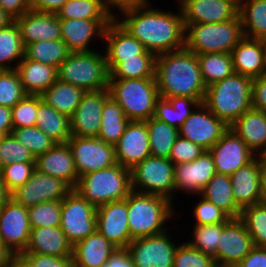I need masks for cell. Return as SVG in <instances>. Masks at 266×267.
Here are the masks:
<instances>
[{
  "mask_svg": "<svg viewBox=\"0 0 266 267\" xmlns=\"http://www.w3.org/2000/svg\"><path fill=\"white\" fill-rule=\"evenodd\" d=\"M236 73L251 79L265 71L266 40L243 37L231 52Z\"/></svg>",
  "mask_w": 266,
  "mask_h": 267,
  "instance_id": "obj_28",
  "label": "cell"
},
{
  "mask_svg": "<svg viewBox=\"0 0 266 267\" xmlns=\"http://www.w3.org/2000/svg\"><path fill=\"white\" fill-rule=\"evenodd\" d=\"M230 181L233 198L241 209L263 202L260 190V156L231 174Z\"/></svg>",
  "mask_w": 266,
  "mask_h": 267,
  "instance_id": "obj_27",
  "label": "cell"
},
{
  "mask_svg": "<svg viewBox=\"0 0 266 267\" xmlns=\"http://www.w3.org/2000/svg\"><path fill=\"white\" fill-rule=\"evenodd\" d=\"M31 228L56 227L61 224V201L42 202L28 209Z\"/></svg>",
  "mask_w": 266,
  "mask_h": 267,
  "instance_id": "obj_48",
  "label": "cell"
},
{
  "mask_svg": "<svg viewBox=\"0 0 266 267\" xmlns=\"http://www.w3.org/2000/svg\"><path fill=\"white\" fill-rule=\"evenodd\" d=\"M260 190L263 202H266V155L260 156Z\"/></svg>",
  "mask_w": 266,
  "mask_h": 267,
  "instance_id": "obj_64",
  "label": "cell"
},
{
  "mask_svg": "<svg viewBox=\"0 0 266 267\" xmlns=\"http://www.w3.org/2000/svg\"><path fill=\"white\" fill-rule=\"evenodd\" d=\"M185 47L195 53H230L244 37L239 14L222 23L184 24Z\"/></svg>",
  "mask_w": 266,
  "mask_h": 267,
  "instance_id": "obj_7",
  "label": "cell"
},
{
  "mask_svg": "<svg viewBox=\"0 0 266 267\" xmlns=\"http://www.w3.org/2000/svg\"><path fill=\"white\" fill-rule=\"evenodd\" d=\"M68 0H29L31 10L57 13Z\"/></svg>",
  "mask_w": 266,
  "mask_h": 267,
  "instance_id": "obj_61",
  "label": "cell"
},
{
  "mask_svg": "<svg viewBox=\"0 0 266 267\" xmlns=\"http://www.w3.org/2000/svg\"><path fill=\"white\" fill-rule=\"evenodd\" d=\"M200 196L215 204L230 218H240L242 209L233 198L229 175L216 173L203 188Z\"/></svg>",
  "mask_w": 266,
  "mask_h": 267,
  "instance_id": "obj_34",
  "label": "cell"
},
{
  "mask_svg": "<svg viewBox=\"0 0 266 267\" xmlns=\"http://www.w3.org/2000/svg\"><path fill=\"white\" fill-rule=\"evenodd\" d=\"M155 78L162 98L191 97L201 103L206 86L203 82L197 55L186 47L157 55Z\"/></svg>",
  "mask_w": 266,
  "mask_h": 267,
  "instance_id": "obj_2",
  "label": "cell"
},
{
  "mask_svg": "<svg viewBox=\"0 0 266 267\" xmlns=\"http://www.w3.org/2000/svg\"><path fill=\"white\" fill-rule=\"evenodd\" d=\"M155 58L146 50L136 57L124 58L109 72V78H155Z\"/></svg>",
  "mask_w": 266,
  "mask_h": 267,
  "instance_id": "obj_42",
  "label": "cell"
},
{
  "mask_svg": "<svg viewBox=\"0 0 266 267\" xmlns=\"http://www.w3.org/2000/svg\"><path fill=\"white\" fill-rule=\"evenodd\" d=\"M105 0H68L56 13L59 19L114 20Z\"/></svg>",
  "mask_w": 266,
  "mask_h": 267,
  "instance_id": "obj_37",
  "label": "cell"
},
{
  "mask_svg": "<svg viewBox=\"0 0 266 267\" xmlns=\"http://www.w3.org/2000/svg\"><path fill=\"white\" fill-rule=\"evenodd\" d=\"M0 7L14 20L31 9L29 0H0Z\"/></svg>",
  "mask_w": 266,
  "mask_h": 267,
  "instance_id": "obj_59",
  "label": "cell"
},
{
  "mask_svg": "<svg viewBox=\"0 0 266 267\" xmlns=\"http://www.w3.org/2000/svg\"><path fill=\"white\" fill-rule=\"evenodd\" d=\"M11 199V193L5 187L2 175L0 172V210L6 205V203Z\"/></svg>",
  "mask_w": 266,
  "mask_h": 267,
  "instance_id": "obj_66",
  "label": "cell"
},
{
  "mask_svg": "<svg viewBox=\"0 0 266 267\" xmlns=\"http://www.w3.org/2000/svg\"><path fill=\"white\" fill-rule=\"evenodd\" d=\"M209 152L213 156L217 173L229 176L257 156L231 128Z\"/></svg>",
  "mask_w": 266,
  "mask_h": 267,
  "instance_id": "obj_18",
  "label": "cell"
},
{
  "mask_svg": "<svg viewBox=\"0 0 266 267\" xmlns=\"http://www.w3.org/2000/svg\"><path fill=\"white\" fill-rule=\"evenodd\" d=\"M101 267H135L126 248H117L106 263Z\"/></svg>",
  "mask_w": 266,
  "mask_h": 267,
  "instance_id": "obj_60",
  "label": "cell"
},
{
  "mask_svg": "<svg viewBox=\"0 0 266 267\" xmlns=\"http://www.w3.org/2000/svg\"><path fill=\"white\" fill-rule=\"evenodd\" d=\"M238 14L244 37L266 40V0H241Z\"/></svg>",
  "mask_w": 266,
  "mask_h": 267,
  "instance_id": "obj_38",
  "label": "cell"
},
{
  "mask_svg": "<svg viewBox=\"0 0 266 267\" xmlns=\"http://www.w3.org/2000/svg\"><path fill=\"white\" fill-rule=\"evenodd\" d=\"M109 97L108 89L85 92L70 117L71 136L97 138L103 105Z\"/></svg>",
  "mask_w": 266,
  "mask_h": 267,
  "instance_id": "obj_19",
  "label": "cell"
},
{
  "mask_svg": "<svg viewBox=\"0 0 266 267\" xmlns=\"http://www.w3.org/2000/svg\"><path fill=\"white\" fill-rule=\"evenodd\" d=\"M113 20L60 19L61 39L71 53L89 52L93 39H104L106 27ZM93 37V38H92Z\"/></svg>",
  "mask_w": 266,
  "mask_h": 267,
  "instance_id": "obj_23",
  "label": "cell"
},
{
  "mask_svg": "<svg viewBox=\"0 0 266 267\" xmlns=\"http://www.w3.org/2000/svg\"><path fill=\"white\" fill-rule=\"evenodd\" d=\"M192 239L187 242L195 249L210 255L216 263V253L220 236L222 234V223L209 225H194Z\"/></svg>",
  "mask_w": 266,
  "mask_h": 267,
  "instance_id": "obj_46",
  "label": "cell"
},
{
  "mask_svg": "<svg viewBox=\"0 0 266 267\" xmlns=\"http://www.w3.org/2000/svg\"><path fill=\"white\" fill-rule=\"evenodd\" d=\"M263 75L266 77V59H265V71Z\"/></svg>",
  "mask_w": 266,
  "mask_h": 267,
  "instance_id": "obj_69",
  "label": "cell"
},
{
  "mask_svg": "<svg viewBox=\"0 0 266 267\" xmlns=\"http://www.w3.org/2000/svg\"><path fill=\"white\" fill-rule=\"evenodd\" d=\"M36 126L55 143H67L71 138L70 118L45 103L40 95Z\"/></svg>",
  "mask_w": 266,
  "mask_h": 267,
  "instance_id": "obj_36",
  "label": "cell"
},
{
  "mask_svg": "<svg viewBox=\"0 0 266 267\" xmlns=\"http://www.w3.org/2000/svg\"><path fill=\"white\" fill-rule=\"evenodd\" d=\"M174 256L173 267H216L212 256L207 255L188 242L179 243Z\"/></svg>",
  "mask_w": 266,
  "mask_h": 267,
  "instance_id": "obj_53",
  "label": "cell"
},
{
  "mask_svg": "<svg viewBox=\"0 0 266 267\" xmlns=\"http://www.w3.org/2000/svg\"><path fill=\"white\" fill-rule=\"evenodd\" d=\"M57 79L88 91L108 89L109 71L105 53L99 50L75 52L58 66Z\"/></svg>",
  "mask_w": 266,
  "mask_h": 267,
  "instance_id": "obj_8",
  "label": "cell"
},
{
  "mask_svg": "<svg viewBox=\"0 0 266 267\" xmlns=\"http://www.w3.org/2000/svg\"><path fill=\"white\" fill-rule=\"evenodd\" d=\"M200 104V101L191 97H160L153 117L179 129Z\"/></svg>",
  "mask_w": 266,
  "mask_h": 267,
  "instance_id": "obj_33",
  "label": "cell"
},
{
  "mask_svg": "<svg viewBox=\"0 0 266 267\" xmlns=\"http://www.w3.org/2000/svg\"><path fill=\"white\" fill-rule=\"evenodd\" d=\"M23 253L56 257L72 256L73 245L60 226L31 228L30 238Z\"/></svg>",
  "mask_w": 266,
  "mask_h": 267,
  "instance_id": "obj_29",
  "label": "cell"
},
{
  "mask_svg": "<svg viewBox=\"0 0 266 267\" xmlns=\"http://www.w3.org/2000/svg\"><path fill=\"white\" fill-rule=\"evenodd\" d=\"M235 267H266V247H254Z\"/></svg>",
  "mask_w": 266,
  "mask_h": 267,
  "instance_id": "obj_58",
  "label": "cell"
},
{
  "mask_svg": "<svg viewBox=\"0 0 266 267\" xmlns=\"http://www.w3.org/2000/svg\"><path fill=\"white\" fill-rule=\"evenodd\" d=\"M184 24L222 23L234 19L239 5L233 0H178Z\"/></svg>",
  "mask_w": 266,
  "mask_h": 267,
  "instance_id": "obj_21",
  "label": "cell"
},
{
  "mask_svg": "<svg viewBox=\"0 0 266 267\" xmlns=\"http://www.w3.org/2000/svg\"><path fill=\"white\" fill-rule=\"evenodd\" d=\"M108 91L130 121L145 122L152 118L160 98L156 78H109Z\"/></svg>",
  "mask_w": 266,
  "mask_h": 267,
  "instance_id": "obj_5",
  "label": "cell"
},
{
  "mask_svg": "<svg viewBox=\"0 0 266 267\" xmlns=\"http://www.w3.org/2000/svg\"><path fill=\"white\" fill-rule=\"evenodd\" d=\"M34 170L35 163L12 162L2 167L0 172L5 187L12 193L30 179Z\"/></svg>",
  "mask_w": 266,
  "mask_h": 267,
  "instance_id": "obj_54",
  "label": "cell"
},
{
  "mask_svg": "<svg viewBox=\"0 0 266 267\" xmlns=\"http://www.w3.org/2000/svg\"><path fill=\"white\" fill-rule=\"evenodd\" d=\"M13 267H75L73 256L56 257L37 253H15Z\"/></svg>",
  "mask_w": 266,
  "mask_h": 267,
  "instance_id": "obj_50",
  "label": "cell"
},
{
  "mask_svg": "<svg viewBox=\"0 0 266 267\" xmlns=\"http://www.w3.org/2000/svg\"><path fill=\"white\" fill-rule=\"evenodd\" d=\"M169 229L164 233L132 240L127 250L135 267H173L178 243Z\"/></svg>",
  "mask_w": 266,
  "mask_h": 267,
  "instance_id": "obj_11",
  "label": "cell"
},
{
  "mask_svg": "<svg viewBox=\"0 0 266 267\" xmlns=\"http://www.w3.org/2000/svg\"><path fill=\"white\" fill-rule=\"evenodd\" d=\"M78 177L117 163L115 145L98 138L71 136L68 140Z\"/></svg>",
  "mask_w": 266,
  "mask_h": 267,
  "instance_id": "obj_12",
  "label": "cell"
},
{
  "mask_svg": "<svg viewBox=\"0 0 266 267\" xmlns=\"http://www.w3.org/2000/svg\"><path fill=\"white\" fill-rule=\"evenodd\" d=\"M35 169L64 181L71 189H75L78 174L68 143H56L51 149L35 158Z\"/></svg>",
  "mask_w": 266,
  "mask_h": 267,
  "instance_id": "obj_25",
  "label": "cell"
},
{
  "mask_svg": "<svg viewBox=\"0 0 266 267\" xmlns=\"http://www.w3.org/2000/svg\"><path fill=\"white\" fill-rule=\"evenodd\" d=\"M14 19L0 7V29L7 27Z\"/></svg>",
  "mask_w": 266,
  "mask_h": 267,
  "instance_id": "obj_67",
  "label": "cell"
},
{
  "mask_svg": "<svg viewBox=\"0 0 266 267\" xmlns=\"http://www.w3.org/2000/svg\"><path fill=\"white\" fill-rule=\"evenodd\" d=\"M71 190L61 179L35 169L30 179L11 193V198L29 209L42 202L62 201Z\"/></svg>",
  "mask_w": 266,
  "mask_h": 267,
  "instance_id": "obj_13",
  "label": "cell"
},
{
  "mask_svg": "<svg viewBox=\"0 0 266 267\" xmlns=\"http://www.w3.org/2000/svg\"><path fill=\"white\" fill-rule=\"evenodd\" d=\"M60 228L74 246L96 231V207L72 189L61 201Z\"/></svg>",
  "mask_w": 266,
  "mask_h": 267,
  "instance_id": "obj_10",
  "label": "cell"
},
{
  "mask_svg": "<svg viewBox=\"0 0 266 267\" xmlns=\"http://www.w3.org/2000/svg\"><path fill=\"white\" fill-rule=\"evenodd\" d=\"M11 253L4 245H0V267H10L12 265Z\"/></svg>",
  "mask_w": 266,
  "mask_h": 267,
  "instance_id": "obj_65",
  "label": "cell"
},
{
  "mask_svg": "<svg viewBox=\"0 0 266 267\" xmlns=\"http://www.w3.org/2000/svg\"><path fill=\"white\" fill-rule=\"evenodd\" d=\"M228 129L229 126L224 121L201 103L178 130L180 137L209 150Z\"/></svg>",
  "mask_w": 266,
  "mask_h": 267,
  "instance_id": "obj_14",
  "label": "cell"
},
{
  "mask_svg": "<svg viewBox=\"0 0 266 267\" xmlns=\"http://www.w3.org/2000/svg\"><path fill=\"white\" fill-rule=\"evenodd\" d=\"M12 134L35 158L56 144L37 126L13 129Z\"/></svg>",
  "mask_w": 266,
  "mask_h": 267,
  "instance_id": "obj_47",
  "label": "cell"
},
{
  "mask_svg": "<svg viewBox=\"0 0 266 267\" xmlns=\"http://www.w3.org/2000/svg\"><path fill=\"white\" fill-rule=\"evenodd\" d=\"M129 122L130 120L123 113V109L116 101L109 97L103 105L100 130L97 138L105 143L115 145Z\"/></svg>",
  "mask_w": 266,
  "mask_h": 267,
  "instance_id": "obj_39",
  "label": "cell"
},
{
  "mask_svg": "<svg viewBox=\"0 0 266 267\" xmlns=\"http://www.w3.org/2000/svg\"><path fill=\"white\" fill-rule=\"evenodd\" d=\"M257 155H266V113L251 108L229 126Z\"/></svg>",
  "mask_w": 266,
  "mask_h": 267,
  "instance_id": "obj_30",
  "label": "cell"
},
{
  "mask_svg": "<svg viewBox=\"0 0 266 267\" xmlns=\"http://www.w3.org/2000/svg\"><path fill=\"white\" fill-rule=\"evenodd\" d=\"M149 132L150 154L153 157L168 158L179 130L154 117L145 121Z\"/></svg>",
  "mask_w": 266,
  "mask_h": 267,
  "instance_id": "obj_44",
  "label": "cell"
},
{
  "mask_svg": "<svg viewBox=\"0 0 266 267\" xmlns=\"http://www.w3.org/2000/svg\"><path fill=\"white\" fill-rule=\"evenodd\" d=\"M172 206L168 198L132 190L128 195L127 213L131 240L167 231L166 223L177 216Z\"/></svg>",
  "mask_w": 266,
  "mask_h": 267,
  "instance_id": "obj_4",
  "label": "cell"
},
{
  "mask_svg": "<svg viewBox=\"0 0 266 267\" xmlns=\"http://www.w3.org/2000/svg\"><path fill=\"white\" fill-rule=\"evenodd\" d=\"M12 162L35 163V157L11 133L0 143V169Z\"/></svg>",
  "mask_w": 266,
  "mask_h": 267,
  "instance_id": "obj_52",
  "label": "cell"
},
{
  "mask_svg": "<svg viewBox=\"0 0 266 267\" xmlns=\"http://www.w3.org/2000/svg\"><path fill=\"white\" fill-rule=\"evenodd\" d=\"M115 247L97 230L73 246L75 267H101L116 251Z\"/></svg>",
  "mask_w": 266,
  "mask_h": 267,
  "instance_id": "obj_31",
  "label": "cell"
},
{
  "mask_svg": "<svg viewBox=\"0 0 266 267\" xmlns=\"http://www.w3.org/2000/svg\"><path fill=\"white\" fill-rule=\"evenodd\" d=\"M30 232L28 209L11 198L0 210V235L4 246L13 254L23 253Z\"/></svg>",
  "mask_w": 266,
  "mask_h": 267,
  "instance_id": "obj_16",
  "label": "cell"
},
{
  "mask_svg": "<svg viewBox=\"0 0 266 267\" xmlns=\"http://www.w3.org/2000/svg\"><path fill=\"white\" fill-rule=\"evenodd\" d=\"M107 5L114 11L130 5H139L150 3V0H105Z\"/></svg>",
  "mask_w": 266,
  "mask_h": 267,
  "instance_id": "obj_63",
  "label": "cell"
},
{
  "mask_svg": "<svg viewBox=\"0 0 266 267\" xmlns=\"http://www.w3.org/2000/svg\"><path fill=\"white\" fill-rule=\"evenodd\" d=\"M16 70L26 94L41 95L57 80V68L24 57Z\"/></svg>",
  "mask_w": 266,
  "mask_h": 267,
  "instance_id": "obj_32",
  "label": "cell"
},
{
  "mask_svg": "<svg viewBox=\"0 0 266 267\" xmlns=\"http://www.w3.org/2000/svg\"><path fill=\"white\" fill-rule=\"evenodd\" d=\"M23 45L37 41L60 40V19L56 13L29 10L15 19Z\"/></svg>",
  "mask_w": 266,
  "mask_h": 267,
  "instance_id": "obj_26",
  "label": "cell"
},
{
  "mask_svg": "<svg viewBox=\"0 0 266 267\" xmlns=\"http://www.w3.org/2000/svg\"><path fill=\"white\" fill-rule=\"evenodd\" d=\"M6 134L4 132L0 131V143L3 141V139L5 138Z\"/></svg>",
  "mask_w": 266,
  "mask_h": 267,
  "instance_id": "obj_68",
  "label": "cell"
},
{
  "mask_svg": "<svg viewBox=\"0 0 266 267\" xmlns=\"http://www.w3.org/2000/svg\"><path fill=\"white\" fill-rule=\"evenodd\" d=\"M128 197L96 208V230L117 248L132 241L128 225Z\"/></svg>",
  "mask_w": 266,
  "mask_h": 267,
  "instance_id": "obj_17",
  "label": "cell"
},
{
  "mask_svg": "<svg viewBox=\"0 0 266 267\" xmlns=\"http://www.w3.org/2000/svg\"><path fill=\"white\" fill-rule=\"evenodd\" d=\"M12 130L11 108L0 105V131L7 135L11 134Z\"/></svg>",
  "mask_w": 266,
  "mask_h": 267,
  "instance_id": "obj_62",
  "label": "cell"
},
{
  "mask_svg": "<svg viewBox=\"0 0 266 267\" xmlns=\"http://www.w3.org/2000/svg\"><path fill=\"white\" fill-rule=\"evenodd\" d=\"M198 203L192 206L193 215L195 216V224L193 225H209L226 223L230 217L212 202L204 199L199 195Z\"/></svg>",
  "mask_w": 266,
  "mask_h": 267,
  "instance_id": "obj_55",
  "label": "cell"
},
{
  "mask_svg": "<svg viewBox=\"0 0 266 267\" xmlns=\"http://www.w3.org/2000/svg\"><path fill=\"white\" fill-rule=\"evenodd\" d=\"M0 245H4L0 235Z\"/></svg>",
  "mask_w": 266,
  "mask_h": 267,
  "instance_id": "obj_70",
  "label": "cell"
},
{
  "mask_svg": "<svg viewBox=\"0 0 266 267\" xmlns=\"http://www.w3.org/2000/svg\"><path fill=\"white\" fill-rule=\"evenodd\" d=\"M133 191L159 195L173 204L175 197L174 164L169 158L149 156L131 169Z\"/></svg>",
  "mask_w": 266,
  "mask_h": 267,
  "instance_id": "obj_9",
  "label": "cell"
},
{
  "mask_svg": "<svg viewBox=\"0 0 266 267\" xmlns=\"http://www.w3.org/2000/svg\"><path fill=\"white\" fill-rule=\"evenodd\" d=\"M103 42L105 58L110 72L124 58L141 55L146 49L115 19L106 27Z\"/></svg>",
  "mask_w": 266,
  "mask_h": 267,
  "instance_id": "obj_24",
  "label": "cell"
},
{
  "mask_svg": "<svg viewBox=\"0 0 266 267\" xmlns=\"http://www.w3.org/2000/svg\"><path fill=\"white\" fill-rule=\"evenodd\" d=\"M254 247L244 222L240 218H230L222 223L216 265L235 267Z\"/></svg>",
  "mask_w": 266,
  "mask_h": 267,
  "instance_id": "obj_15",
  "label": "cell"
},
{
  "mask_svg": "<svg viewBox=\"0 0 266 267\" xmlns=\"http://www.w3.org/2000/svg\"><path fill=\"white\" fill-rule=\"evenodd\" d=\"M115 152L117 163L129 169L151 156L147 123L130 121L115 144Z\"/></svg>",
  "mask_w": 266,
  "mask_h": 267,
  "instance_id": "obj_22",
  "label": "cell"
},
{
  "mask_svg": "<svg viewBox=\"0 0 266 267\" xmlns=\"http://www.w3.org/2000/svg\"><path fill=\"white\" fill-rule=\"evenodd\" d=\"M25 95L17 70H0V105L12 108Z\"/></svg>",
  "mask_w": 266,
  "mask_h": 267,
  "instance_id": "obj_49",
  "label": "cell"
},
{
  "mask_svg": "<svg viewBox=\"0 0 266 267\" xmlns=\"http://www.w3.org/2000/svg\"><path fill=\"white\" fill-rule=\"evenodd\" d=\"M217 173L214 159L209 150H205L192 162L174 165L175 194L182 191L199 196L210 179Z\"/></svg>",
  "mask_w": 266,
  "mask_h": 267,
  "instance_id": "obj_20",
  "label": "cell"
},
{
  "mask_svg": "<svg viewBox=\"0 0 266 267\" xmlns=\"http://www.w3.org/2000/svg\"><path fill=\"white\" fill-rule=\"evenodd\" d=\"M201 76L206 87L232 75V55L230 53H203L197 55Z\"/></svg>",
  "mask_w": 266,
  "mask_h": 267,
  "instance_id": "obj_43",
  "label": "cell"
},
{
  "mask_svg": "<svg viewBox=\"0 0 266 267\" xmlns=\"http://www.w3.org/2000/svg\"><path fill=\"white\" fill-rule=\"evenodd\" d=\"M85 92L80 87L57 79L40 96L45 103L70 118L80 104Z\"/></svg>",
  "mask_w": 266,
  "mask_h": 267,
  "instance_id": "obj_35",
  "label": "cell"
},
{
  "mask_svg": "<svg viewBox=\"0 0 266 267\" xmlns=\"http://www.w3.org/2000/svg\"><path fill=\"white\" fill-rule=\"evenodd\" d=\"M70 53L62 39L37 41L24 45V58L55 68H58Z\"/></svg>",
  "mask_w": 266,
  "mask_h": 267,
  "instance_id": "obj_41",
  "label": "cell"
},
{
  "mask_svg": "<svg viewBox=\"0 0 266 267\" xmlns=\"http://www.w3.org/2000/svg\"><path fill=\"white\" fill-rule=\"evenodd\" d=\"M252 107L266 113V77L264 75L252 81Z\"/></svg>",
  "mask_w": 266,
  "mask_h": 267,
  "instance_id": "obj_57",
  "label": "cell"
},
{
  "mask_svg": "<svg viewBox=\"0 0 266 267\" xmlns=\"http://www.w3.org/2000/svg\"><path fill=\"white\" fill-rule=\"evenodd\" d=\"M233 1H235L239 5L241 0H233Z\"/></svg>",
  "mask_w": 266,
  "mask_h": 267,
  "instance_id": "obj_71",
  "label": "cell"
},
{
  "mask_svg": "<svg viewBox=\"0 0 266 267\" xmlns=\"http://www.w3.org/2000/svg\"><path fill=\"white\" fill-rule=\"evenodd\" d=\"M39 95L26 94L11 108L13 129L36 126Z\"/></svg>",
  "mask_w": 266,
  "mask_h": 267,
  "instance_id": "obj_51",
  "label": "cell"
},
{
  "mask_svg": "<svg viewBox=\"0 0 266 267\" xmlns=\"http://www.w3.org/2000/svg\"><path fill=\"white\" fill-rule=\"evenodd\" d=\"M253 79L234 72L206 88L203 104L228 126L252 108Z\"/></svg>",
  "mask_w": 266,
  "mask_h": 267,
  "instance_id": "obj_3",
  "label": "cell"
},
{
  "mask_svg": "<svg viewBox=\"0 0 266 267\" xmlns=\"http://www.w3.org/2000/svg\"><path fill=\"white\" fill-rule=\"evenodd\" d=\"M244 222L255 247H266V202L247 206L241 210Z\"/></svg>",
  "mask_w": 266,
  "mask_h": 267,
  "instance_id": "obj_45",
  "label": "cell"
},
{
  "mask_svg": "<svg viewBox=\"0 0 266 267\" xmlns=\"http://www.w3.org/2000/svg\"><path fill=\"white\" fill-rule=\"evenodd\" d=\"M151 3L118 9L114 19L155 56L185 47L183 15L151 7Z\"/></svg>",
  "mask_w": 266,
  "mask_h": 267,
  "instance_id": "obj_1",
  "label": "cell"
},
{
  "mask_svg": "<svg viewBox=\"0 0 266 267\" xmlns=\"http://www.w3.org/2000/svg\"><path fill=\"white\" fill-rule=\"evenodd\" d=\"M96 208L113 201L124 200L132 191L131 169L114 164L78 178L74 189Z\"/></svg>",
  "mask_w": 266,
  "mask_h": 267,
  "instance_id": "obj_6",
  "label": "cell"
},
{
  "mask_svg": "<svg viewBox=\"0 0 266 267\" xmlns=\"http://www.w3.org/2000/svg\"><path fill=\"white\" fill-rule=\"evenodd\" d=\"M23 57L21 32L14 20L7 27L0 29V70L16 69Z\"/></svg>",
  "mask_w": 266,
  "mask_h": 267,
  "instance_id": "obj_40",
  "label": "cell"
},
{
  "mask_svg": "<svg viewBox=\"0 0 266 267\" xmlns=\"http://www.w3.org/2000/svg\"><path fill=\"white\" fill-rule=\"evenodd\" d=\"M205 149L200 145L194 144L188 139L178 137L173 145L169 159L174 165L185 162H192L197 159Z\"/></svg>",
  "mask_w": 266,
  "mask_h": 267,
  "instance_id": "obj_56",
  "label": "cell"
}]
</instances>
